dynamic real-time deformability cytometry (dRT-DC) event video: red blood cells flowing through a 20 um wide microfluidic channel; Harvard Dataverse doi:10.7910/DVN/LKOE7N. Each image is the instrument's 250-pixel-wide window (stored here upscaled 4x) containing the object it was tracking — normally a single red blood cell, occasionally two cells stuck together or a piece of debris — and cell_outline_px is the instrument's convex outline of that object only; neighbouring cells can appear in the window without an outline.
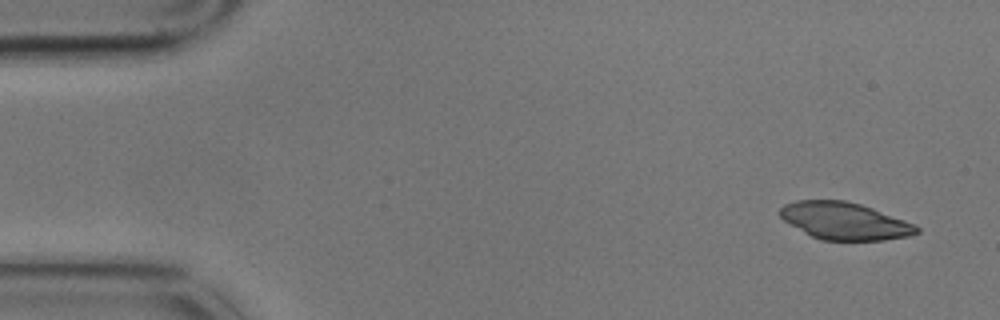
{"species": "common noctule bat (a hibernating species)", "species_latin": "Nyctalus noctula", "temperature_condition": "cold", "stored_images_in_passage": 6, "camera_frame_rate_fps": 3000, "um_per_image_px": 0.085, "animal": {"sex": "male", "body_mass_g": 17.9}, "frame": {"image": 1, "passage_image": 1, "time_ms": 0.0, "image_size_px": [1000, 320], "cell_outline_px": [[920, 232], [908, 236], [884, 240], [820, 240], [804, 232], [784, 220], [780, 216], [780, 208], [784, 204], [796, 200], [844, 200], [860, 204], [872, 208], [916, 224], [920, 228]], "centroid_in_image_um": [71.81, 18.78], "position_along_channel_um": 13.2, "area_um2": 29.54}}